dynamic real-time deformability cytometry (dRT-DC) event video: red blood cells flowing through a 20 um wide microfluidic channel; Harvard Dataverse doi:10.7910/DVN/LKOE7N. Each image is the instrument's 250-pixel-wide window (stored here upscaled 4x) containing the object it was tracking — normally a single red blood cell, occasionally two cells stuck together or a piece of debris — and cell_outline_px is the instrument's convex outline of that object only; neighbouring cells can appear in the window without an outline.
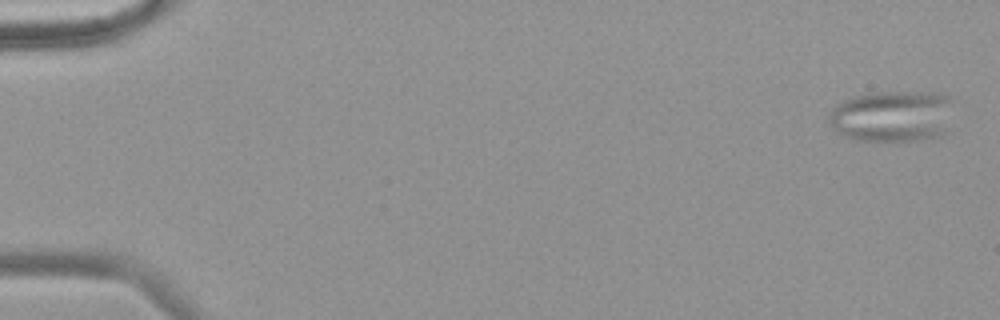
{"species": "common noctule bat (a hibernating species)", "species_latin": "Nyctalus noctula", "temperature_condition": "warm", "stored_images_in_passage": 57, "segment_of_instrument_passage": [1, 2], "camera_frame_rate_fps": 3000, "um_per_image_px": 0.085, "animal": {"sex": "female", "body_mass_g": 18.4}, "frame": {"image": 1, "passage_image": 2, "time_ms": 0.333, "image_size_px": [1000, 320], "cell_outline_px": [[956, 100], [944, 136], [920, 140], [852, 140], [836, 132], [832, 128], [828, 120], [828, 116], [832, 108], [836, 104], [852, 96], [868, 92], [936, 92], [952, 96]], "centroid_in_image_um": [75.89, 9.85], "position_along_channel_um": 9.1, "area_um2": 38.38}}